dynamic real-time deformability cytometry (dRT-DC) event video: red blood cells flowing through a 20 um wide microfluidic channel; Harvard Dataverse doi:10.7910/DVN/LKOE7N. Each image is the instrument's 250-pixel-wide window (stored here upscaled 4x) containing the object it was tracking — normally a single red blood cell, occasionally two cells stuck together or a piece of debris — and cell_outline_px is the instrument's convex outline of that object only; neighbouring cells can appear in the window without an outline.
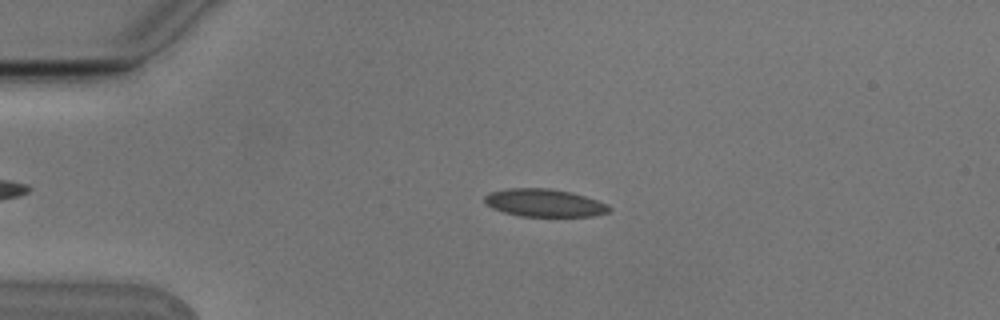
{"species": "Egyptian fruit bat (a non-hibernating species)", "species_latin": "Rousettus aegyptiacus", "temperature_condition": "cold", "stored_images_in_passage": 4, "camera_frame_rate_fps": 3000, "um_per_image_px": 0.085, "animal": {"sex": "male"}, "frame": {"image": 1, "passage_image": 3, "time_ms": 0.667, "image_size_px": [1000, 320], "cell_outline_px": [[612, 208], [608, 212], [592, 216], [520, 216], [504, 212], [492, 208], [484, 204], [484, 196], [492, 192], [508, 188], [548, 188], [572, 192], [608, 204]], "centroid_in_image_um": [46.25, 17.24], "position_along_channel_um": 38.7, "area_um2": 20.11}}